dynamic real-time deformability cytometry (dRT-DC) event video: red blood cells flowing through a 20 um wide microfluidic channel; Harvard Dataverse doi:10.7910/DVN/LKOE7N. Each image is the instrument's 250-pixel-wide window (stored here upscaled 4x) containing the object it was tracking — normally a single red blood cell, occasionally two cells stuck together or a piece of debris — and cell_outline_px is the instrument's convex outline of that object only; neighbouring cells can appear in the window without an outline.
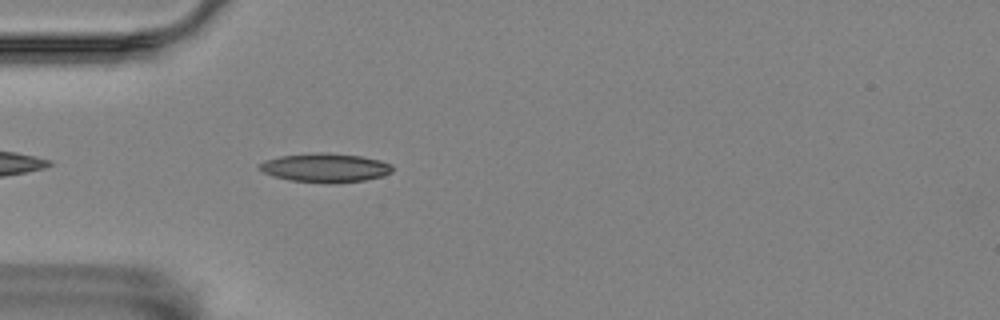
{"species": "Egyptian fruit bat (a non-hibernating species)", "species_latin": "Rousettus aegyptiacus", "temperature_condition": "room temperature", "stored_images_in_passage": 35, "camera_frame_rate_fps": 3000, "um_per_image_px": 0.085, "animal": {"sex": "female"}, "frame": {"image": 1, "passage_image": 2, "time_ms": 0.333, "image_size_px": [1000, 320], "cell_outline_px": [[392, 172], [384, 176], [364, 180], [288, 180], [272, 176], [264, 172], [256, 164], [264, 160], [280, 156], [316, 152], [324, 152], [360, 156], [380, 160], [392, 164]], "centroid_in_image_um": [27.62, 14.2], "position_along_channel_um": 57.4, "area_um2": 21.56}}
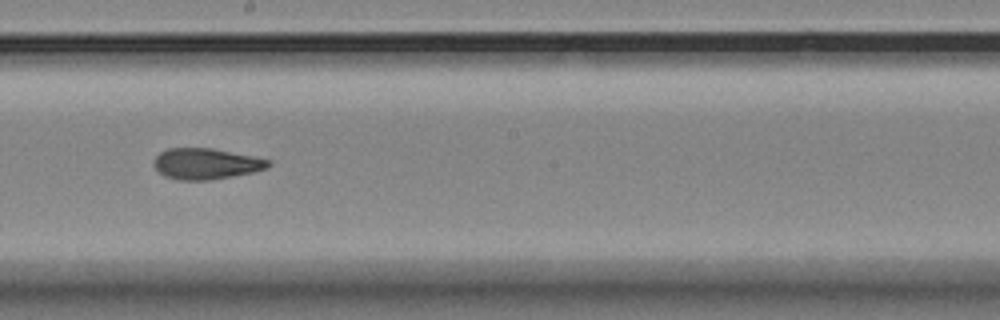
{"frame": {"image": 2, "passage_image": 17, "time_ms": 5.333, "image_size_px": [1000, 320], "cell_outline_px": [[272, 164], [268, 168], [252, 172], [212, 180], [180, 180], [164, 176], [152, 164], [152, 160], [160, 152], [168, 148], [212, 148], [272, 160]], "centroid_in_image_um": [17.51, 13.92], "position_along_channel_um": 230.7, "area_um2": 20.75}}
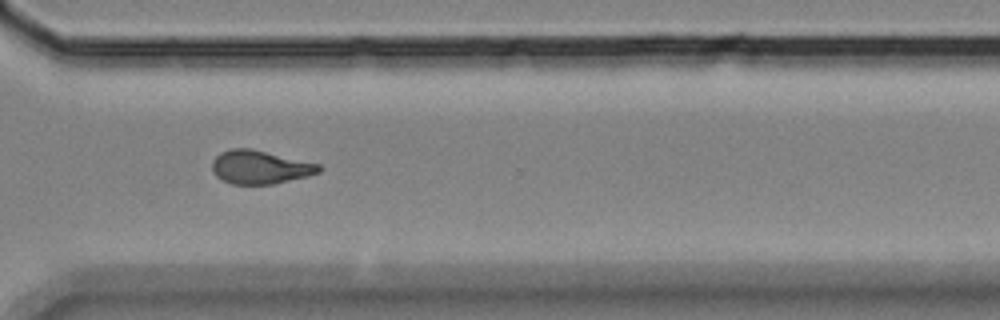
{"frame": {"image": 3, "passage_image": 27, "time_ms": 8.667, "image_size_px": [1000, 320], "cell_outline_px": [[324, 168], [320, 172], [308, 176], [272, 184], [232, 184], [216, 176], [212, 172], [212, 160], [220, 152], [232, 148], [252, 148], [320, 164]], "centroid_in_image_um": [22.11, 14.2], "position_along_channel_um": 348.5, "area_um2": 20.98}, "authors_computed_cell_mechanics": {"area_um2": 20.4612, "velocity_mm_per_s": 3.5319, "shape_relaxation_time_tau1_ms": null, "shape_relaxation_time_tau2_ms": 2.9765, "deformation_change_tau1": null, "deformation_change_tau2": 0.0924}}